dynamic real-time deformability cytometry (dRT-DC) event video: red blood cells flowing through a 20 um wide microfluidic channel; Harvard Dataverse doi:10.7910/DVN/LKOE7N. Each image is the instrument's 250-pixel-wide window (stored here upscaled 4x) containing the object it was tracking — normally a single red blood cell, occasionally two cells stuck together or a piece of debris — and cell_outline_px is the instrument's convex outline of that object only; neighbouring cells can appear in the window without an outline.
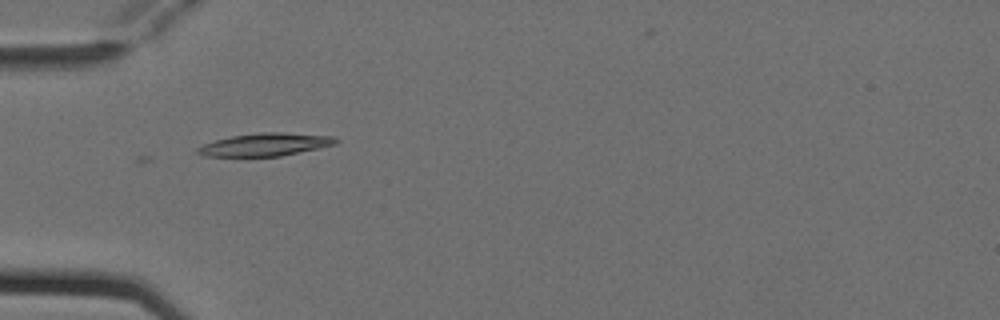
{"species": "Egyptian fruit bat (a non-hibernating species)", "species_latin": "Rousettus aegyptiacus", "temperature_condition": "cold", "stored_images_in_passage": 6, "camera_frame_rate_fps": 3000, "um_per_image_px": 0.085, "animal": {"sex": "female"}, "frame": {"image": 1, "passage_image": 5, "time_ms": 1.333, "image_size_px": [1000, 320], "cell_outline_px": [[340, 140], [336, 144], [280, 156], [204, 156], [196, 152], [196, 148], [204, 144], [216, 140], [232, 136], [260, 132], [280, 132], [332, 136]], "centroid_in_image_um": [22.54, 12.28], "position_along_channel_um": 62.5, "area_um2": 18.15}}
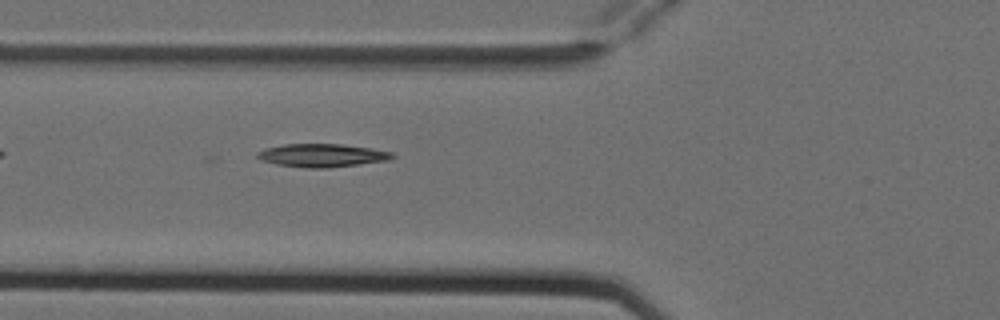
{"frame": {"image": 2, "passage_image": 6, "time_ms": 1.667, "image_size_px": [1000, 320], "cell_outline_px": [[396, 156], [392, 160], [328, 168], [304, 168], [276, 164], [260, 160], [256, 156], [256, 152], [264, 148], [284, 144], [344, 144], [392, 152]], "centroid_in_image_um": [27.36, 13.21], "position_along_channel_um": 98.4, "area_um2": 18.44}}